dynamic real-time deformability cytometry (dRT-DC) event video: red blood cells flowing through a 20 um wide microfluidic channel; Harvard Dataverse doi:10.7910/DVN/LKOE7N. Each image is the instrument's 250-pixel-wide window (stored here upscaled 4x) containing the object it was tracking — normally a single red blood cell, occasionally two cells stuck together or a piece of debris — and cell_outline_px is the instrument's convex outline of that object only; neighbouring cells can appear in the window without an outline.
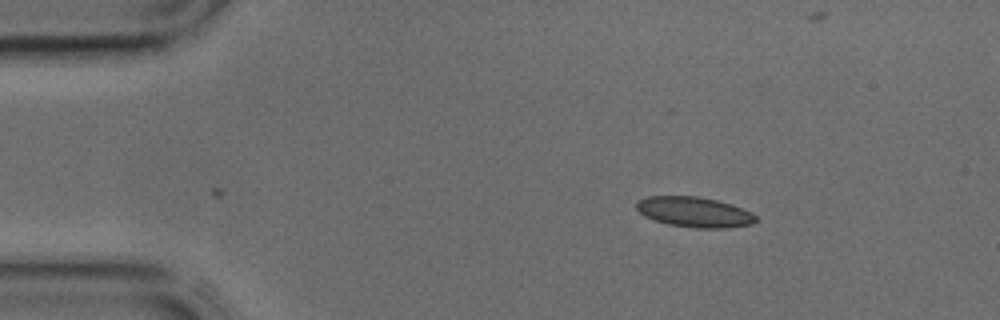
{"species": "common noctule bat (a hibernating species)", "species_latin": "Nyctalus noctula", "temperature_condition": "cold", "stored_images_in_passage": 38, "camera_frame_rate_fps": 3000, "um_per_image_px": 0.085, "animal": {"sex": "male", "body_mass_g": 17.9, "forearm_length_mm": 54.2}, "frame": {"image": 1, "passage_image": 1, "time_ms": 0.0, "image_size_px": [1000, 320], "cell_outline_px": [[756, 220], [752, 224], [728, 228], [696, 228], [668, 224], [644, 216], [636, 208], [636, 204], [640, 200], [648, 196], [696, 196], [716, 200], [732, 204], [752, 212], [756, 216]], "centroid_in_image_um": [59.05, 18.02], "position_along_channel_um": 26.0, "area_um2": 20.98}}
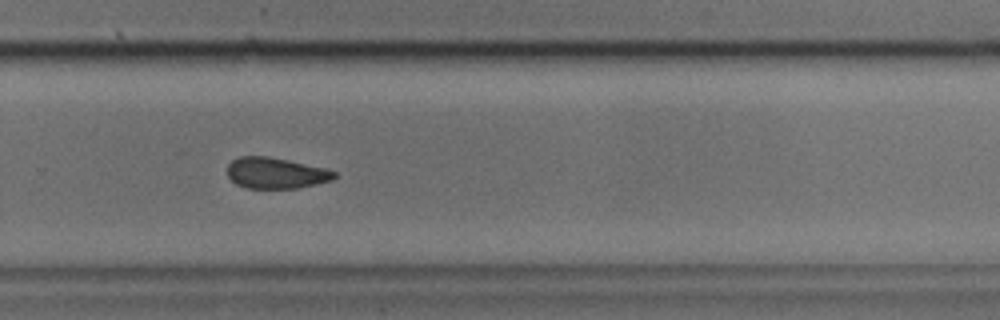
{"frame": {"image": 2, "passage_image": 23, "time_ms": 7.333, "image_size_px": [1000, 320], "cell_outline_px": [[336, 176], [332, 180], [300, 188], [248, 188], [236, 184], [228, 176], [228, 164], [232, 160], [240, 156], [268, 156], [288, 160], [324, 168], [336, 172]], "centroid_in_image_um": [23.44, 14.71], "position_along_channel_um": 306.4, "area_um2": 19.25}}
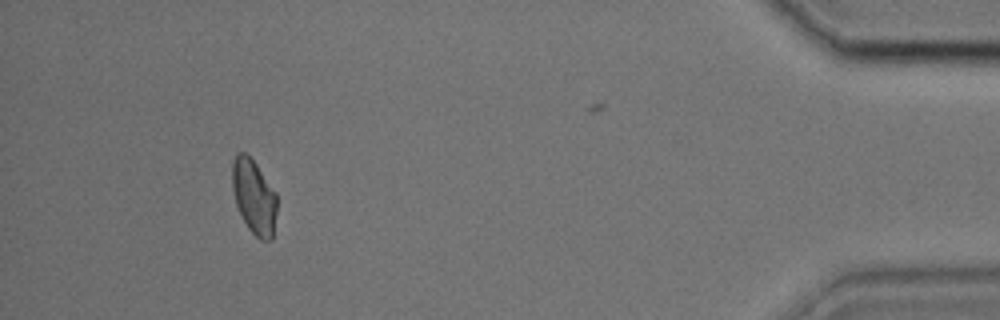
{"frame": {"image": 3, "passage_image": 34, "time_ms": 11.0, "image_size_px": [1000, 320], "cell_outline_px": [[276, 212], [272, 240], [260, 240], [248, 228], [236, 204], [232, 188], [232, 164], [236, 156], [240, 152], [244, 152], [256, 164], [276, 192]], "centroid_in_image_um": [21.59, 16.74], "position_along_channel_um": 413.6, "area_um2": 19.13}}